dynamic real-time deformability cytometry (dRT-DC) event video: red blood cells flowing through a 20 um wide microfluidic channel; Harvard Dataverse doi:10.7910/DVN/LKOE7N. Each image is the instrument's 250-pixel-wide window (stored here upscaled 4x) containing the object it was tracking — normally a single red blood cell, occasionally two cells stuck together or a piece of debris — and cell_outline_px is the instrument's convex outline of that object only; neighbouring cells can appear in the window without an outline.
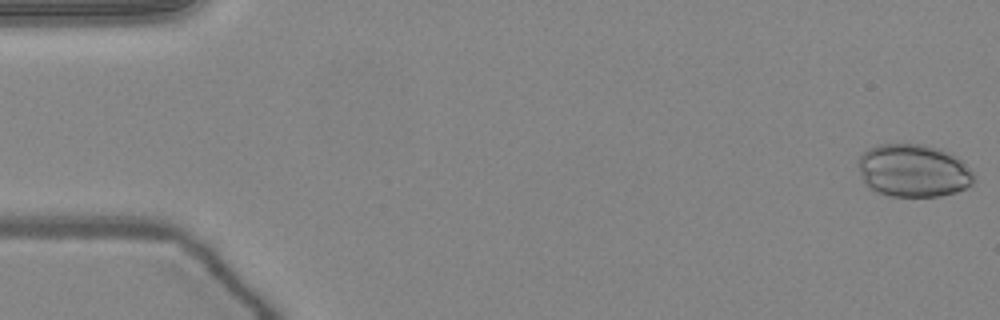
{"species": "common noctule bat (a hibernating species)", "species_latin": "Nyctalus noctula", "temperature_condition": "warm", "stored_images_in_passage": 47, "camera_frame_rate_fps": 3000, "um_per_image_px": 0.085, "animal": {"sex": "female", "body_mass_g": 24.6, "forearm_length_mm": 56.2}, "frame": {"image": 1, "passage_image": 1, "time_ms": 0.0, "image_size_px": [1000, 320], "cell_outline_px": [[972, 184], [956, 192], [940, 196], [892, 196], [876, 192], [868, 188], [860, 172], [856, 160], [868, 148], [876, 144], [924, 144], [948, 152], [960, 160], [972, 172]], "centroid_in_image_um": [77.58, 14.5], "position_along_channel_um": 7.4, "area_um2": 35.43}}
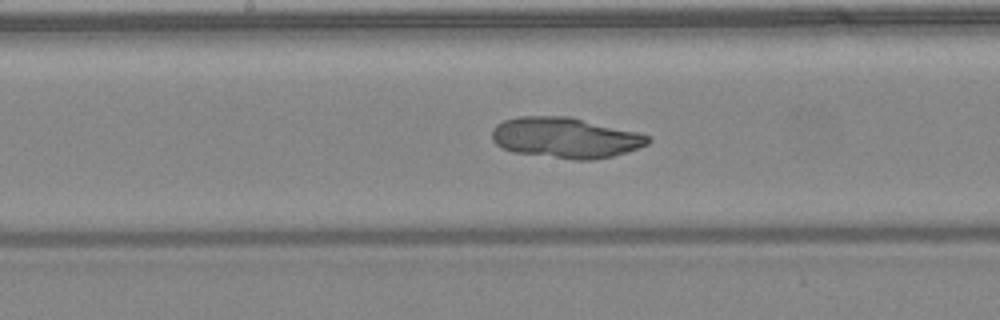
{"frame": {"image": 2, "passage_image": 26, "time_ms": 8.333, "image_size_px": [1000, 320], "cell_outline_px": [[652, 140], [648, 144], [628, 152], [612, 156], [592, 160], [572, 160], [512, 152], [496, 144], [492, 140], [492, 128], [496, 124], [504, 120], [520, 116], [568, 116], [636, 132], [652, 136]], "centroid_in_image_um": [48.06, 11.71], "position_along_channel_um": 200.1, "area_um2": 37.11}}
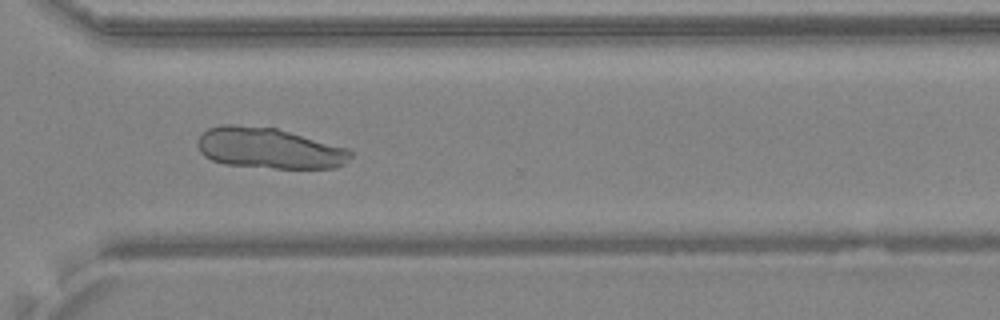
{"frame": {"image": 3, "passage_image": 37, "time_ms": 12.0, "image_size_px": [1000, 320], "cell_outline_px": [[352, 156], [344, 164], [336, 168], [272, 168], [224, 164], [212, 160], [204, 156], [200, 152], [196, 144], [196, 140], [208, 128], [220, 124], [232, 124], [276, 128], [348, 148], [352, 152]], "centroid_in_image_um": [22.84, 12.6], "position_along_channel_um": 347.8, "area_um2": 36.53}}